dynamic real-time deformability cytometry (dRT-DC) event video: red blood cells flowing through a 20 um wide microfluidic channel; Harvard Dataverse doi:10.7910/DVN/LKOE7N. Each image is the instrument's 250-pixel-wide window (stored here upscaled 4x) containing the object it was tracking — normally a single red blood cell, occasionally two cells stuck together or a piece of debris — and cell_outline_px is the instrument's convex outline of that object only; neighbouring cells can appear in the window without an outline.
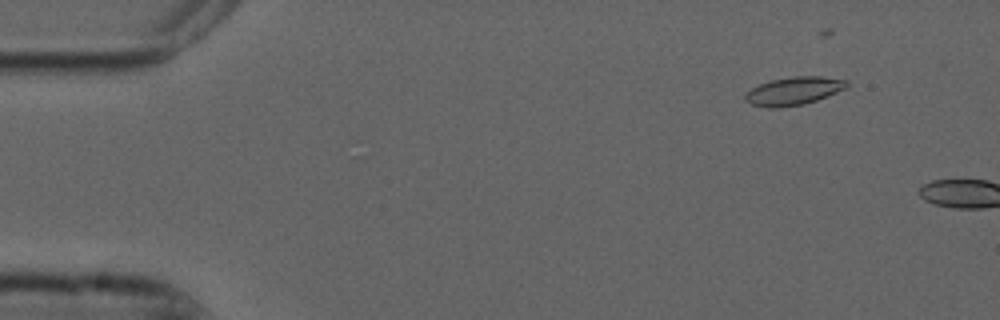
{"species": "common noctule bat (a hibernating species)", "species_latin": "Nyctalus noctula", "temperature_condition": "cold", "stored_images_in_passage": 5, "camera_frame_rate_fps": 3000, "um_per_image_px": 0.085, "animal": {"sex": "male", "forearm_length_mm": 52.5}, "frame": {"image": 1, "passage_image": 3, "time_ms": 0.667, "image_size_px": [1000, 320], "cell_outline_px": [[848, 84], [844, 88], [836, 92], [816, 100], [804, 104], [776, 108], [768, 108], [752, 104], [744, 100], [744, 96], [752, 88], [760, 84], [772, 80], [796, 76], [820, 76], [848, 80]], "centroid_in_image_um": [67.45, 7.73], "position_along_channel_um": 17.6, "area_um2": 16.36}}